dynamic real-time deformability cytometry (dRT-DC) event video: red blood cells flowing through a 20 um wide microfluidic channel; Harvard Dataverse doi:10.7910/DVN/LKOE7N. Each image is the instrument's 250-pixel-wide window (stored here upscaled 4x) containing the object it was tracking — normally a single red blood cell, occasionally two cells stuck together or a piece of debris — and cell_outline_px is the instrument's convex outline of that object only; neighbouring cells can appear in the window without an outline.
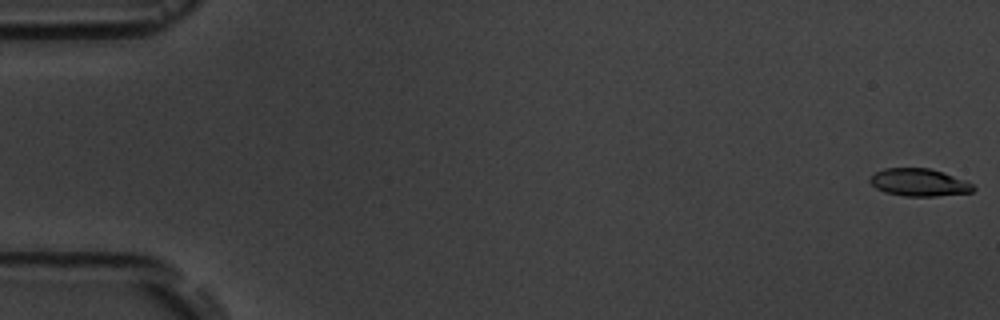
{"species": "common noctule bat (a hibernating species)", "species_latin": "Nyctalus noctula", "temperature_condition": "room temperature", "stored_images_in_passage": 6, "camera_frame_rate_fps": 3000, "um_per_image_px": 0.085, "animal": {"sex": "male", "body_mass_g": 19.5, "forearm_length_mm": 54.6}, "frame": {"image": 1, "passage_image": 1, "time_ms": 0.0, "image_size_px": [1000, 320], "cell_outline_px": [[976, 188], [972, 192], [936, 196], [904, 196], [884, 192], [876, 188], [868, 180], [876, 172], [884, 168], [928, 168], [944, 172], [968, 180]], "centroid_in_image_um": [78.16, 15.5], "position_along_channel_um": 6.8, "area_um2": 16.7}}
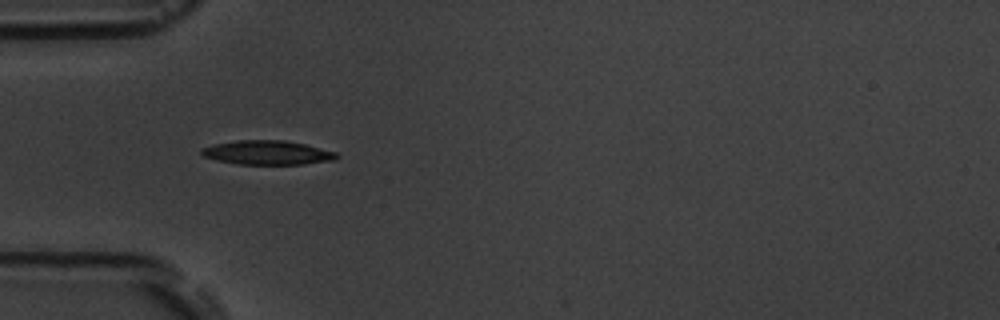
{"frame": {"image": 2, "passage_image": 5, "time_ms": 5.667, "image_size_px": [1000, 320], "cell_outline_px": [[340, 156], [336, 160], [304, 164], [236, 164], [216, 160], [204, 156], [200, 152], [200, 148], [212, 144], [236, 140], [284, 140], [304, 144], [336, 152]], "centroid_in_image_um": [22.71, 12.97], "position_along_channel_um": 62.3, "area_um2": 19.13}}
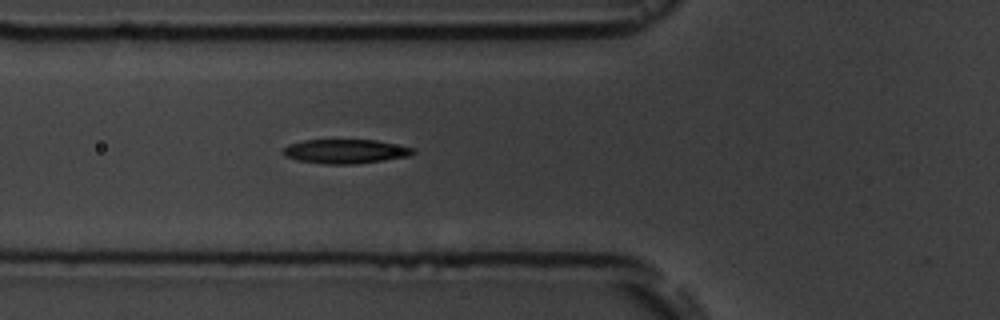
{"frame": {"image": 3, "passage_image": 6, "time_ms": 6.667, "image_size_px": [1000, 320], "cell_outline_px": [[416, 152], [412, 156], [356, 164], [324, 164], [296, 160], [284, 156], [284, 148], [288, 144], [304, 140], [376, 140], [416, 148]], "centroid_in_image_um": [29.4, 12.87], "position_along_channel_um": 96.4, "area_um2": 18.5}}